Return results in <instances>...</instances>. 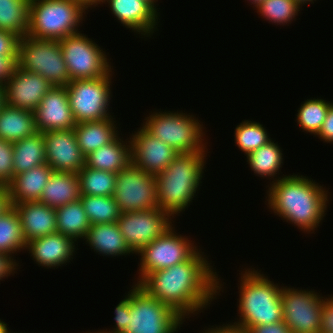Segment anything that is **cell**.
<instances>
[{"instance_id":"836d02e7","label":"cell","mask_w":333,"mask_h":333,"mask_svg":"<svg viewBox=\"0 0 333 333\" xmlns=\"http://www.w3.org/2000/svg\"><path fill=\"white\" fill-rule=\"evenodd\" d=\"M80 201L90 225L113 223L121 215V211L113 196L81 195Z\"/></svg>"},{"instance_id":"1f68e13d","label":"cell","mask_w":333,"mask_h":333,"mask_svg":"<svg viewBox=\"0 0 333 333\" xmlns=\"http://www.w3.org/2000/svg\"><path fill=\"white\" fill-rule=\"evenodd\" d=\"M29 3L30 0H0V29L19 38L27 36Z\"/></svg>"},{"instance_id":"2e32d148","label":"cell","mask_w":333,"mask_h":333,"mask_svg":"<svg viewBox=\"0 0 333 333\" xmlns=\"http://www.w3.org/2000/svg\"><path fill=\"white\" fill-rule=\"evenodd\" d=\"M52 86L39 74L16 67L4 85L5 104L34 112Z\"/></svg>"},{"instance_id":"9c48e42d","label":"cell","mask_w":333,"mask_h":333,"mask_svg":"<svg viewBox=\"0 0 333 333\" xmlns=\"http://www.w3.org/2000/svg\"><path fill=\"white\" fill-rule=\"evenodd\" d=\"M113 69L96 79H75L67 85V92L75 122L99 121L114 117L110 113Z\"/></svg>"},{"instance_id":"74e56055","label":"cell","mask_w":333,"mask_h":333,"mask_svg":"<svg viewBox=\"0 0 333 333\" xmlns=\"http://www.w3.org/2000/svg\"><path fill=\"white\" fill-rule=\"evenodd\" d=\"M13 143L0 139V185L7 186L13 179Z\"/></svg>"},{"instance_id":"f6af8a7d","label":"cell","mask_w":333,"mask_h":333,"mask_svg":"<svg viewBox=\"0 0 333 333\" xmlns=\"http://www.w3.org/2000/svg\"><path fill=\"white\" fill-rule=\"evenodd\" d=\"M248 333H292V331L283 321H280L275 324H266L252 327Z\"/></svg>"},{"instance_id":"60d3db41","label":"cell","mask_w":333,"mask_h":333,"mask_svg":"<svg viewBox=\"0 0 333 333\" xmlns=\"http://www.w3.org/2000/svg\"><path fill=\"white\" fill-rule=\"evenodd\" d=\"M320 333H333V295L326 296L321 310Z\"/></svg>"},{"instance_id":"52a82bcc","label":"cell","mask_w":333,"mask_h":333,"mask_svg":"<svg viewBox=\"0 0 333 333\" xmlns=\"http://www.w3.org/2000/svg\"><path fill=\"white\" fill-rule=\"evenodd\" d=\"M129 289L130 313L124 333H178L184 320L138 284Z\"/></svg>"},{"instance_id":"5b68a950","label":"cell","mask_w":333,"mask_h":333,"mask_svg":"<svg viewBox=\"0 0 333 333\" xmlns=\"http://www.w3.org/2000/svg\"><path fill=\"white\" fill-rule=\"evenodd\" d=\"M87 11L78 0H30L27 36L61 40L77 34Z\"/></svg>"},{"instance_id":"f5cc1de1","label":"cell","mask_w":333,"mask_h":333,"mask_svg":"<svg viewBox=\"0 0 333 333\" xmlns=\"http://www.w3.org/2000/svg\"><path fill=\"white\" fill-rule=\"evenodd\" d=\"M248 1L250 2L251 5H254L252 7L256 9L264 0H247V2Z\"/></svg>"},{"instance_id":"4fadbf2b","label":"cell","mask_w":333,"mask_h":333,"mask_svg":"<svg viewBox=\"0 0 333 333\" xmlns=\"http://www.w3.org/2000/svg\"><path fill=\"white\" fill-rule=\"evenodd\" d=\"M325 297L307 288L283 286V322L292 333H320L321 310Z\"/></svg>"},{"instance_id":"9a60e30c","label":"cell","mask_w":333,"mask_h":333,"mask_svg":"<svg viewBox=\"0 0 333 333\" xmlns=\"http://www.w3.org/2000/svg\"><path fill=\"white\" fill-rule=\"evenodd\" d=\"M136 131L129 136L132 163L139 169L156 176L163 172L179 153L150 134L143 126Z\"/></svg>"},{"instance_id":"db71d44e","label":"cell","mask_w":333,"mask_h":333,"mask_svg":"<svg viewBox=\"0 0 333 333\" xmlns=\"http://www.w3.org/2000/svg\"><path fill=\"white\" fill-rule=\"evenodd\" d=\"M151 2L156 8L158 7L159 4H157L158 0H145Z\"/></svg>"},{"instance_id":"7bdbcfd3","label":"cell","mask_w":333,"mask_h":333,"mask_svg":"<svg viewBox=\"0 0 333 333\" xmlns=\"http://www.w3.org/2000/svg\"><path fill=\"white\" fill-rule=\"evenodd\" d=\"M20 263H17L16 259L6 253L0 252V281L4 278H8L11 274L17 273L16 270Z\"/></svg>"},{"instance_id":"6da1fadb","label":"cell","mask_w":333,"mask_h":333,"mask_svg":"<svg viewBox=\"0 0 333 333\" xmlns=\"http://www.w3.org/2000/svg\"><path fill=\"white\" fill-rule=\"evenodd\" d=\"M208 260L199 249L185 262L150 273L139 286L184 320L195 317L224 291V283Z\"/></svg>"},{"instance_id":"f1b7e54d","label":"cell","mask_w":333,"mask_h":333,"mask_svg":"<svg viewBox=\"0 0 333 333\" xmlns=\"http://www.w3.org/2000/svg\"><path fill=\"white\" fill-rule=\"evenodd\" d=\"M13 175L46 163L44 133L37 132L13 143Z\"/></svg>"},{"instance_id":"603a6c76","label":"cell","mask_w":333,"mask_h":333,"mask_svg":"<svg viewBox=\"0 0 333 333\" xmlns=\"http://www.w3.org/2000/svg\"><path fill=\"white\" fill-rule=\"evenodd\" d=\"M84 240L91 250L103 257L114 258L135 254L125 241L116 222L90 225Z\"/></svg>"},{"instance_id":"681fc988","label":"cell","mask_w":333,"mask_h":333,"mask_svg":"<svg viewBox=\"0 0 333 333\" xmlns=\"http://www.w3.org/2000/svg\"><path fill=\"white\" fill-rule=\"evenodd\" d=\"M8 324L5 323V321L3 322L1 319H0V333H8L9 332V328L7 326Z\"/></svg>"},{"instance_id":"4316f807","label":"cell","mask_w":333,"mask_h":333,"mask_svg":"<svg viewBox=\"0 0 333 333\" xmlns=\"http://www.w3.org/2000/svg\"><path fill=\"white\" fill-rule=\"evenodd\" d=\"M37 133L34 112L4 104L0 110V139L15 143Z\"/></svg>"},{"instance_id":"484cf974","label":"cell","mask_w":333,"mask_h":333,"mask_svg":"<svg viewBox=\"0 0 333 333\" xmlns=\"http://www.w3.org/2000/svg\"><path fill=\"white\" fill-rule=\"evenodd\" d=\"M80 198L78 175L72 172L53 171L38 201L56 209Z\"/></svg>"},{"instance_id":"f546056e","label":"cell","mask_w":333,"mask_h":333,"mask_svg":"<svg viewBox=\"0 0 333 333\" xmlns=\"http://www.w3.org/2000/svg\"><path fill=\"white\" fill-rule=\"evenodd\" d=\"M55 213L57 232L73 239L78 245V240L84 239L90 228L80 199L56 208Z\"/></svg>"},{"instance_id":"d6a6232c","label":"cell","mask_w":333,"mask_h":333,"mask_svg":"<svg viewBox=\"0 0 333 333\" xmlns=\"http://www.w3.org/2000/svg\"><path fill=\"white\" fill-rule=\"evenodd\" d=\"M77 175L80 182L81 195L113 196L117 174L109 171L82 167Z\"/></svg>"},{"instance_id":"d4e9b609","label":"cell","mask_w":333,"mask_h":333,"mask_svg":"<svg viewBox=\"0 0 333 333\" xmlns=\"http://www.w3.org/2000/svg\"><path fill=\"white\" fill-rule=\"evenodd\" d=\"M117 124L115 117L77 123L74 132L82 154L87 156L96 149L112 142L120 135Z\"/></svg>"},{"instance_id":"ffe728a7","label":"cell","mask_w":333,"mask_h":333,"mask_svg":"<svg viewBox=\"0 0 333 333\" xmlns=\"http://www.w3.org/2000/svg\"><path fill=\"white\" fill-rule=\"evenodd\" d=\"M75 244L73 239L56 232L27 242L25 251L39 267L57 269L73 260L78 250Z\"/></svg>"},{"instance_id":"7a4b0ae2","label":"cell","mask_w":333,"mask_h":333,"mask_svg":"<svg viewBox=\"0 0 333 333\" xmlns=\"http://www.w3.org/2000/svg\"><path fill=\"white\" fill-rule=\"evenodd\" d=\"M312 178L293 173L267 185L266 205L303 233H314L328 210L329 192ZM312 231V232H311Z\"/></svg>"},{"instance_id":"d6986e66","label":"cell","mask_w":333,"mask_h":333,"mask_svg":"<svg viewBox=\"0 0 333 333\" xmlns=\"http://www.w3.org/2000/svg\"><path fill=\"white\" fill-rule=\"evenodd\" d=\"M101 4H108L113 16L127 29L142 38L151 37L159 24L160 12L151 2L145 0H102ZM157 25V26H156ZM155 31V32H154Z\"/></svg>"},{"instance_id":"9f6ffc18","label":"cell","mask_w":333,"mask_h":333,"mask_svg":"<svg viewBox=\"0 0 333 333\" xmlns=\"http://www.w3.org/2000/svg\"><path fill=\"white\" fill-rule=\"evenodd\" d=\"M8 333H19V332H12V330H11V331L9 330ZM20 333H23V332H20ZM24 333H25V332H24Z\"/></svg>"},{"instance_id":"4dcf8cb0","label":"cell","mask_w":333,"mask_h":333,"mask_svg":"<svg viewBox=\"0 0 333 333\" xmlns=\"http://www.w3.org/2000/svg\"><path fill=\"white\" fill-rule=\"evenodd\" d=\"M19 215L13 206L0 215V252L14 254L26 250Z\"/></svg>"},{"instance_id":"3957f363","label":"cell","mask_w":333,"mask_h":333,"mask_svg":"<svg viewBox=\"0 0 333 333\" xmlns=\"http://www.w3.org/2000/svg\"><path fill=\"white\" fill-rule=\"evenodd\" d=\"M206 157V152L179 153L163 172L156 175L160 210L175 218L190 206L202 186Z\"/></svg>"},{"instance_id":"7402d4cb","label":"cell","mask_w":333,"mask_h":333,"mask_svg":"<svg viewBox=\"0 0 333 333\" xmlns=\"http://www.w3.org/2000/svg\"><path fill=\"white\" fill-rule=\"evenodd\" d=\"M53 171L45 163L15 175L6 186L10 206L22 202L38 201Z\"/></svg>"},{"instance_id":"8fae6325","label":"cell","mask_w":333,"mask_h":333,"mask_svg":"<svg viewBox=\"0 0 333 333\" xmlns=\"http://www.w3.org/2000/svg\"><path fill=\"white\" fill-rule=\"evenodd\" d=\"M59 43L71 80L96 79L113 69L106 51L82 32L69 35Z\"/></svg>"},{"instance_id":"816d5d0a","label":"cell","mask_w":333,"mask_h":333,"mask_svg":"<svg viewBox=\"0 0 333 333\" xmlns=\"http://www.w3.org/2000/svg\"><path fill=\"white\" fill-rule=\"evenodd\" d=\"M293 1L296 2L300 7H302L307 3H314V1L316 2L317 0H293Z\"/></svg>"},{"instance_id":"8d00e7d4","label":"cell","mask_w":333,"mask_h":333,"mask_svg":"<svg viewBox=\"0 0 333 333\" xmlns=\"http://www.w3.org/2000/svg\"><path fill=\"white\" fill-rule=\"evenodd\" d=\"M300 9L302 10V7L293 0H264L255 10L269 23L289 26L293 20H297L295 17L300 13Z\"/></svg>"},{"instance_id":"277c9868","label":"cell","mask_w":333,"mask_h":333,"mask_svg":"<svg viewBox=\"0 0 333 333\" xmlns=\"http://www.w3.org/2000/svg\"><path fill=\"white\" fill-rule=\"evenodd\" d=\"M239 274L241 275L238 281L239 318L229 323L249 331L255 326L283 321L281 300L283 286L270 281L261 270L251 267L244 268Z\"/></svg>"},{"instance_id":"ac0fdd59","label":"cell","mask_w":333,"mask_h":333,"mask_svg":"<svg viewBox=\"0 0 333 333\" xmlns=\"http://www.w3.org/2000/svg\"><path fill=\"white\" fill-rule=\"evenodd\" d=\"M34 117L37 132L74 129L77 123L66 86H52L35 109Z\"/></svg>"},{"instance_id":"7dc6e473","label":"cell","mask_w":333,"mask_h":333,"mask_svg":"<svg viewBox=\"0 0 333 333\" xmlns=\"http://www.w3.org/2000/svg\"><path fill=\"white\" fill-rule=\"evenodd\" d=\"M10 207L8 190L6 186L0 185V215Z\"/></svg>"},{"instance_id":"c3c4849f","label":"cell","mask_w":333,"mask_h":333,"mask_svg":"<svg viewBox=\"0 0 333 333\" xmlns=\"http://www.w3.org/2000/svg\"><path fill=\"white\" fill-rule=\"evenodd\" d=\"M80 1L87 9H94L95 7H99L98 5L102 2V0H78Z\"/></svg>"},{"instance_id":"f35d334b","label":"cell","mask_w":333,"mask_h":333,"mask_svg":"<svg viewBox=\"0 0 333 333\" xmlns=\"http://www.w3.org/2000/svg\"><path fill=\"white\" fill-rule=\"evenodd\" d=\"M114 311L115 325L112 330L107 331V328L106 330H100L102 333H124L127 329L128 314L130 313L129 291L125 298L117 304Z\"/></svg>"},{"instance_id":"44dd1931","label":"cell","mask_w":333,"mask_h":333,"mask_svg":"<svg viewBox=\"0 0 333 333\" xmlns=\"http://www.w3.org/2000/svg\"><path fill=\"white\" fill-rule=\"evenodd\" d=\"M17 211L26 243L57 232L55 209L39 201L12 205Z\"/></svg>"},{"instance_id":"cb8c5ba5","label":"cell","mask_w":333,"mask_h":333,"mask_svg":"<svg viewBox=\"0 0 333 333\" xmlns=\"http://www.w3.org/2000/svg\"><path fill=\"white\" fill-rule=\"evenodd\" d=\"M132 162L131 141L117 136L112 142L85 156V166L118 174Z\"/></svg>"},{"instance_id":"7c38bea8","label":"cell","mask_w":333,"mask_h":333,"mask_svg":"<svg viewBox=\"0 0 333 333\" xmlns=\"http://www.w3.org/2000/svg\"><path fill=\"white\" fill-rule=\"evenodd\" d=\"M113 197L121 213L157 209V178L131 162L117 174Z\"/></svg>"},{"instance_id":"8992f818","label":"cell","mask_w":333,"mask_h":333,"mask_svg":"<svg viewBox=\"0 0 333 333\" xmlns=\"http://www.w3.org/2000/svg\"><path fill=\"white\" fill-rule=\"evenodd\" d=\"M141 126L178 153L208 152L206 127L196 115L183 113L182 110L163 112L160 109L159 112H150Z\"/></svg>"},{"instance_id":"83f0119b","label":"cell","mask_w":333,"mask_h":333,"mask_svg":"<svg viewBox=\"0 0 333 333\" xmlns=\"http://www.w3.org/2000/svg\"><path fill=\"white\" fill-rule=\"evenodd\" d=\"M273 138L265 145L259 147L255 151L246 156L247 164L254 175L271 179L269 184L286 177L287 175L279 176L283 165V151L278 142L274 143ZM277 176V177H276ZM279 176V177H278Z\"/></svg>"},{"instance_id":"e0dca14e","label":"cell","mask_w":333,"mask_h":333,"mask_svg":"<svg viewBox=\"0 0 333 333\" xmlns=\"http://www.w3.org/2000/svg\"><path fill=\"white\" fill-rule=\"evenodd\" d=\"M44 133L46 163L55 172L76 173L85 166V156L78 146L74 129Z\"/></svg>"},{"instance_id":"d590c367","label":"cell","mask_w":333,"mask_h":333,"mask_svg":"<svg viewBox=\"0 0 333 333\" xmlns=\"http://www.w3.org/2000/svg\"><path fill=\"white\" fill-rule=\"evenodd\" d=\"M234 141L240 151L247 156L271 140L263 124L251 120H244L235 127Z\"/></svg>"},{"instance_id":"ee69618b","label":"cell","mask_w":333,"mask_h":333,"mask_svg":"<svg viewBox=\"0 0 333 333\" xmlns=\"http://www.w3.org/2000/svg\"><path fill=\"white\" fill-rule=\"evenodd\" d=\"M17 67V57L0 55V85L4 86L14 69Z\"/></svg>"},{"instance_id":"bcb514c9","label":"cell","mask_w":333,"mask_h":333,"mask_svg":"<svg viewBox=\"0 0 333 333\" xmlns=\"http://www.w3.org/2000/svg\"><path fill=\"white\" fill-rule=\"evenodd\" d=\"M200 333H248L247 330H244L243 328L237 327L235 325L232 324H222V326L218 325L214 327L209 325V328L205 329L204 327V331L200 332Z\"/></svg>"},{"instance_id":"f907efd6","label":"cell","mask_w":333,"mask_h":333,"mask_svg":"<svg viewBox=\"0 0 333 333\" xmlns=\"http://www.w3.org/2000/svg\"><path fill=\"white\" fill-rule=\"evenodd\" d=\"M4 104H5L4 86L0 85V110Z\"/></svg>"},{"instance_id":"ab89813d","label":"cell","mask_w":333,"mask_h":333,"mask_svg":"<svg viewBox=\"0 0 333 333\" xmlns=\"http://www.w3.org/2000/svg\"><path fill=\"white\" fill-rule=\"evenodd\" d=\"M19 37L0 29V55L17 57Z\"/></svg>"},{"instance_id":"e575fe53","label":"cell","mask_w":333,"mask_h":333,"mask_svg":"<svg viewBox=\"0 0 333 333\" xmlns=\"http://www.w3.org/2000/svg\"><path fill=\"white\" fill-rule=\"evenodd\" d=\"M331 101L320 98L307 99L297 110V125L306 133L314 136L319 132L325 120Z\"/></svg>"},{"instance_id":"11a10c76","label":"cell","mask_w":333,"mask_h":333,"mask_svg":"<svg viewBox=\"0 0 333 333\" xmlns=\"http://www.w3.org/2000/svg\"><path fill=\"white\" fill-rule=\"evenodd\" d=\"M87 333H102V332L100 330H97V331H92V332L91 331L90 332L87 331Z\"/></svg>"},{"instance_id":"30bf717a","label":"cell","mask_w":333,"mask_h":333,"mask_svg":"<svg viewBox=\"0 0 333 333\" xmlns=\"http://www.w3.org/2000/svg\"><path fill=\"white\" fill-rule=\"evenodd\" d=\"M175 229L173 224L136 254L140 256V264L134 284L139 285L150 273L189 260L200 249L193 240H189L191 238L178 234Z\"/></svg>"},{"instance_id":"b9f144b4","label":"cell","mask_w":333,"mask_h":333,"mask_svg":"<svg viewBox=\"0 0 333 333\" xmlns=\"http://www.w3.org/2000/svg\"><path fill=\"white\" fill-rule=\"evenodd\" d=\"M316 136L325 143L333 144V102L330 104L325 120Z\"/></svg>"},{"instance_id":"ba28073f","label":"cell","mask_w":333,"mask_h":333,"mask_svg":"<svg viewBox=\"0 0 333 333\" xmlns=\"http://www.w3.org/2000/svg\"><path fill=\"white\" fill-rule=\"evenodd\" d=\"M17 67L39 74L53 86H66L71 81L59 40L19 38Z\"/></svg>"},{"instance_id":"5bb4252c","label":"cell","mask_w":333,"mask_h":333,"mask_svg":"<svg viewBox=\"0 0 333 333\" xmlns=\"http://www.w3.org/2000/svg\"><path fill=\"white\" fill-rule=\"evenodd\" d=\"M175 221L165 211L149 209L123 212L116 221L125 241L135 255L168 230Z\"/></svg>"}]
</instances>
